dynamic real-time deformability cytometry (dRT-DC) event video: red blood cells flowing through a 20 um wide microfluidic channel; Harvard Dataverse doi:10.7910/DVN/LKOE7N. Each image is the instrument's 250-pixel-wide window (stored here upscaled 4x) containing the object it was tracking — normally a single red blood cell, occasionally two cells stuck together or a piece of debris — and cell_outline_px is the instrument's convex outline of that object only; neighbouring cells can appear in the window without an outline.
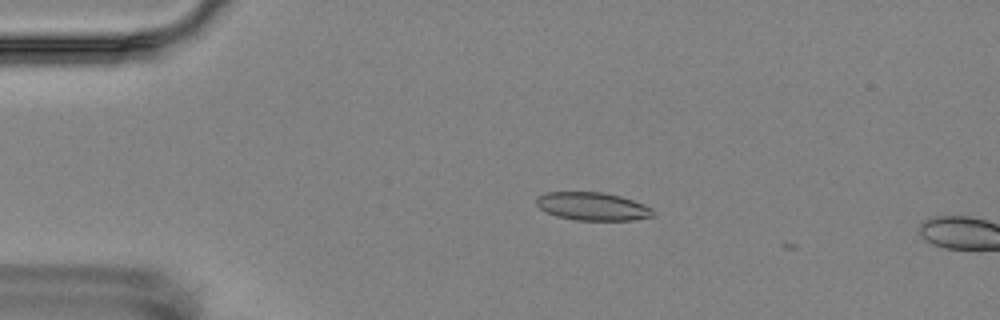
{"species": "Egyptian fruit bat (a non-hibernating species)", "species_latin": "Rousettus aegyptiacus", "temperature_condition": "room temperature", "stored_images_in_passage": 3, "camera_frame_rate_fps": 3000, "um_per_image_px": 0.085, "animal": {"sex": "female"}, "frame": {"image": 1, "passage_image": 2, "time_ms": 2.333, "image_size_px": [1000, 320], "cell_outline_px": [[656, 216], [632, 220], [576, 220], [556, 216], [544, 212], [536, 204], [536, 196], [544, 192], [604, 192], [620, 196], [644, 204], [652, 208], [656, 212]], "centroid_in_image_um": [50.36, 17.54], "position_along_channel_um": 34.6, "area_um2": 19.36}}